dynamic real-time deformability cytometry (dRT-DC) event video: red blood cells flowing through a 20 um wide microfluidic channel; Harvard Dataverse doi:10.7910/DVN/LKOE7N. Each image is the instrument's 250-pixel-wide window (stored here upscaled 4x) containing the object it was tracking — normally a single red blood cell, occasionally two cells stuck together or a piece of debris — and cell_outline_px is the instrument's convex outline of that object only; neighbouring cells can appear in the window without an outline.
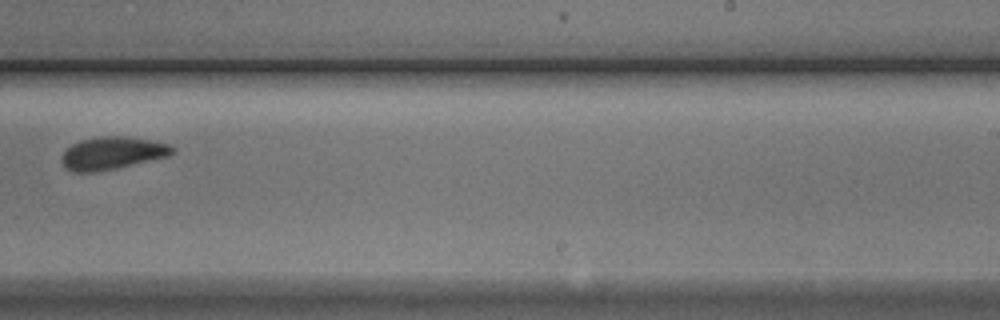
{"species": "Egyptian fruit bat (a non-hibernating species)", "species_latin": "Rousettus aegyptiacus", "temperature_condition": "cold", "stored_images_in_passage": 10, "camera_frame_rate_fps": 3000, "um_per_image_px": 0.085, "animal": {"sex": "male"}, "frame": {"image": 1, "passage_image": 10, "time_ms": 10.333, "image_size_px": [1000, 320], "cell_outline_px": [[176, 152], [168, 156], [116, 168], [92, 172], [72, 172], [64, 168], [60, 160], [60, 156], [72, 144], [80, 140], [100, 136], [128, 136], [172, 144], [176, 148]], "centroid_in_image_um": [9.54, 13.01], "position_along_channel_um": 279.5, "area_um2": 21.27}}